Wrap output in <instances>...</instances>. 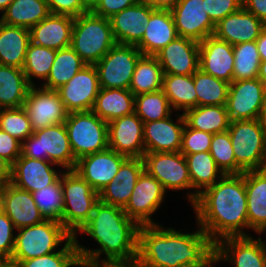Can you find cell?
I'll return each instance as SVG.
<instances>
[{
  "mask_svg": "<svg viewBox=\"0 0 266 267\" xmlns=\"http://www.w3.org/2000/svg\"><path fill=\"white\" fill-rule=\"evenodd\" d=\"M172 108L161 90L135 96L134 113L143 123L162 120L172 115Z\"/></svg>",
  "mask_w": 266,
  "mask_h": 267,
  "instance_id": "42",
  "label": "cell"
},
{
  "mask_svg": "<svg viewBox=\"0 0 266 267\" xmlns=\"http://www.w3.org/2000/svg\"><path fill=\"white\" fill-rule=\"evenodd\" d=\"M163 74L193 75L199 69V42L177 36L155 54Z\"/></svg>",
  "mask_w": 266,
  "mask_h": 267,
  "instance_id": "19",
  "label": "cell"
},
{
  "mask_svg": "<svg viewBox=\"0 0 266 267\" xmlns=\"http://www.w3.org/2000/svg\"><path fill=\"white\" fill-rule=\"evenodd\" d=\"M50 13L78 17L90 10L83 0H46Z\"/></svg>",
  "mask_w": 266,
  "mask_h": 267,
  "instance_id": "51",
  "label": "cell"
},
{
  "mask_svg": "<svg viewBox=\"0 0 266 267\" xmlns=\"http://www.w3.org/2000/svg\"><path fill=\"white\" fill-rule=\"evenodd\" d=\"M153 10L149 5L138 1L133 6L112 15L109 20L116 43L137 46L141 42Z\"/></svg>",
  "mask_w": 266,
  "mask_h": 267,
  "instance_id": "24",
  "label": "cell"
},
{
  "mask_svg": "<svg viewBox=\"0 0 266 267\" xmlns=\"http://www.w3.org/2000/svg\"><path fill=\"white\" fill-rule=\"evenodd\" d=\"M0 129L21 143L33 134L28 114L23 106L0 109Z\"/></svg>",
  "mask_w": 266,
  "mask_h": 267,
  "instance_id": "46",
  "label": "cell"
},
{
  "mask_svg": "<svg viewBox=\"0 0 266 267\" xmlns=\"http://www.w3.org/2000/svg\"><path fill=\"white\" fill-rule=\"evenodd\" d=\"M32 196L45 219L61 222L63 215V190L60 177L53 184L32 192Z\"/></svg>",
  "mask_w": 266,
  "mask_h": 267,
  "instance_id": "45",
  "label": "cell"
},
{
  "mask_svg": "<svg viewBox=\"0 0 266 267\" xmlns=\"http://www.w3.org/2000/svg\"><path fill=\"white\" fill-rule=\"evenodd\" d=\"M108 124L109 149L128 158H143V121L135 114L116 118Z\"/></svg>",
  "mask_w": 266,
  "mask_h": 267,
  "instance_id": "16",
  "label": "cell"
},
{
  "mask_svg": "<svg viewBox=\"0 0 266 267\" xmlns=\"http://www.w3.org/2000/svg\"><path fill=\"white\" fill-rule=\"evenodd\" d=\"M135 96L129 89L100 88L92 111L105 122L134 113Z\"/></svg>",
  "mask_w": 266,
  "mask_h": 267,
  "instance_id": "33",
  "label": "cell"
},
{
  "mask_svg": "<svg viewBox=\"0 0 266 267\" xmlns=\"http://www.w3.org/2000/svg\"><path fill=\"white\" fill-rule=\"evenodd\" d=\"M204 10V0H178L171 10L177 35L197 42L212 36L215 24Z\"/></svg>",
  "mask_w": 266,
  "mask_h": 267,
  "instance_id": "17",
  "label": "cell"
},
{
  "mask_svg": "<svg viewBox=\"0 0 266 267\" xmlns=\"http://www.w3.org/2000/svg\"><path fill=\"white\" fill-rule=\"evenodd\" d=\"M209 153L224 174H238V164L228 130L213 134Z\"/></svg>",
  "mask_w": 266,
  "mask_h": 267,
  "instance_id": "47",
  "label": "cell"
},
{
  "mask_svg": "<svg viewBox=\"0 0 266 267\" xmlns=\"http://www.w3.org/2000/svg\"><path fill=\"white\" fill-rule=\"evenodd\" d=\"M12 253L14 261L28 260L56 252L61 243L68 242L73 235L61 222L45 219L43 222L17 229Z\"/></svg>",
  "mask_w": 266,
  "mask_h": 267,
  "instance_id": "8",
  "label": "cell"
},
{
  "mask_svg": "<svg viewBox=\"0 0 266 267\" xmlns=\"http://www.w3.org/2000/svg\"><path fill=\"white\" fill-rule=\"evenodd\" d=\"M264 90L259 78L232 81L225 105L230 122L258 119Z\"/></svg>",
  "mask_w": 266,
  "mask_h": 267,
  "instance_id": "15",
  "label": "cell"
},
{
  "mask_svg": "<svg viewBox=\"0 0 266 267\" xmlns=\"http://www.w3.org/2000/svg\"><path fill=\"white\" fill-rule=\"evenodd\" d=\"M2 13L0 21L4 24L30 29L44 20L50 10L46 0H13Z\"/></svg>",
  "mask_w": 266,
  "mask_h": 267,
  "instance_id": "34",
  "label": "cell"
},
{
  "mask_svg": "<svg viewBox=\"0 0 266 267\" xmlns=\"http://www.w3.org/2000/svg\"><path fill=\"white\" fill-rule=\"evenodd\" d=\"M101 267H149L138 257L131 260L113 261L102 265Z\"/></svg>",
  "mask_w": 266,
  "mask_h": 267,
  "instance_id": "56",
  "label": "cell"
},
{
  "mask_svg": "<svg viewBox=\"0 0 266 267\" xmlns=\"http://www.w3.org/2000/svg\"><path fill=\"white\" fill-rule=\"evenodd\" d=\"M266 25L241 7L215 24L214 36L230 45L255 41Z\"/></svg>",
  "mask_w": 266,
  "mask_h": 267,
  "instance_id": "26",
  "label": "cell"
},
{
  "mask_svg": "<svg viewBox=\"0 0 266 267\" xmlns=\"http://www.w3.org/2000/svg\"><path fill=\"white\" fill-rule=\"evenodd\" d=\"M0 267H17L12 258H0Z\"/></svg>",
  "mask_w": 266,
  "mask_h": 267,
  "instance_id": "61",
  "label": "cell"
},
{
  "mask_svg": "<svg viewBox=\"0 0 266 267\" xmlns=\"http://www.w3.org/2000/svg\"><path fill=\"white\" fill-rule=\"evenodd\" d=\"M229 136L238 164V174L266 168V126L258 119L229 124Z\"/></svg>",
  "mask_w": 266,
  "mask_h": 267,
  "instance_id": "6",
  "label": "cell"
},
{
  "mask_svg": "<svg viewBox=\"0 0 266 267\" xmlns=\"http://www.w3.org/2000/svg\"><path fill=\"white\" fill-rule=\"evenodd\" d=\"M56 91L68 113L92 110L100 91L95 65H85L71 80Z\"/></svg>",
  "mask_w": 266,
  "mask_h": 267,
  "instance_id": "14",
  "label": "cell"
},
{
  "mask_svg": "<svg viewBox=\"0 0 266 267\" xmlns=\"http://www.w3.org/2000/svg\"><path fill=\"white\" fill-rule=\"evenodd\" d=\"M144 170L155 177L164 190L191 189L185 156L181 152L144 153Z\"/></svg>",
  "mask_w": 266,
  "mask_h": 267,
  "instance_id": "11",
  "label": "cell"
},
{
  "mask_svg": "<svg viewBox=\"0 0 266 267\" xmlns=\"http://www.w3.org/2000/svg\"><path fill=\"white\" fill-rule=\"evenodd\" d=\"M197 106H225L230 83L198 69L193 74Z\"/></svg>",
  "mask_w": 266,
  "mask_h": 267,
  "instance_id": "40",
  "label": "cell"
},
{
  "mask_svg": "<svg viewBox=\"0 0 266 267\" xmlns=\"http://www.w3.org/2000/svg\"><path fill=\"white\" fill-rule=\"evenodd\" d=\"M149 5L154 10H169L171 11L178 0H139Z\"/></svg>",
  "mask_w": 266,
  "mask_h": 267,
  "instance_id": "55",
  "label": "cell"
},
{
  "mask_svg": "<svg viewBox=\"0 0 266 267\" xmlns=\"http://www.w3.org/2000/svg\"><path fill=\"white\" fill-rule=\"evenodd\" d=\"M258 120H259L264 126H266V87H265V90H264L263 101H262V107H261V111H260Z\"/></svg>",
  "mask_w": 266,
  "mask_h": 267,
  "instance_id": "59",
  "label": "cell"
},
{
  "mask_svg": "<svg viewBox=\"0 0 266 267\" xmlns=\"http://www.w3.org/2000/svg\"><path fill=\"white\" fill-rule=\"evenodd\" d=\"M73 23L74 17L50 13L29 29L30 42L54 50L69 47Z\"/></svg>",
  "mask_w": 266,
  "mask_h": 267,
  "instance_id": "28",
  "label": "cell"
},
{
  "mask_svg": "<svg viewBox=\"0 0 266 267\" xmlns=\"http://www.w3.org/2000/svg\"><path fill=\"white\" fill-rule=\"evenodd\" d=\"M174 20L169 10H153L146 23L145 33L136 46L143 55L155 56L177 37Z\"/></svg>",
  "mask_w": 266,
  "mask_h": 267,
  "instance_id": "29",
  "label": "cell"
},
{
  "mask_svg": "<svg viewBox=\"0 0 266 267\" xmlns=\"http://www.w3.org/2000/svg\"><path fill=\"white\" fill-rule=\"evenodd\" d=\"M249 229L266 228V168L245 172Z\"/></svg>",
  "mask_w": 266,
  "mask_h": 267,
  "instance_id": "30",
  "label": "cell"
},
{
  "mask_svg": "<svg viewBox=\"0 0 266 267\" xmlns=\"http://www.w3.org/2000/svg\"><path fill=\"white\" fill-rule=\"evenodd\" d=\"M54 163L20 155L11 165L10 183L30 193L53 184L60 176Z\"/></svg>",
  "mask_w": 266,
  "mask_h": 267,
  "instance_id": "22",
  "label": "cell"
},
{
  "mask_svg": "<svg viewBox=\"0 0 266 267\" xmlns=\"http://www.w3.org/2000/svg\"><path fill=\"white\" fill-rule=\"evenodd\" d=\"M142 55L136 46L116 43L95 64L100 88L129 89L136 63Z\"/></svg>",
  "mask_w": 266,
  "mask_h": 267,
  "instance_id": "10",
  "label": "cell"
},
{
  "mask_svg": "<svg viewBox=\"0 0 266 267\" xmlns=\"http://www.w3.org/2000/svg\"><path fill=\"white\" fill-rule=\"evenodd\" d=\"M115 44L109 18L91 10L74 18L70 46L87 65H95Z\"/></svg>",
  "mask_w": 266,
  "mask_h": 267,
  "instance_id": "4",
  "label": "cell"
},
{
  "mask_svg": "<svg viewBox=\"0 0 266 267\" xmlns=\"http://www.w3.org/2000/svg\"><path fill=\"white\" fill-rule=\"evenodd\" d=\"M11 180V165L0 157V188Z\"/></svg>",
  "mask_w": 266,
  "mask_h": 267,
  "instance_id": "57",
  "label": "cell"
},
{
  "mask_svg": "<svg viewBox=\"0 0 266 267\" xmlns=\"http://www.w3.org/2000/svg\"><path fill=\"white\" fill-rule=\"evenodd\" d=\"M163 75L155 56L142 55L136 63L129 90L134 96L161 90Z\"/></svg>",
  "mask_w": 266,
  "mask_h": 267,
  "instance_id": "39",
  "label": "cell"
},
{
  "mask_svg": "<svg viewBox=\"0 0 266 267\" xmlns=\"http://www.w3.org/2000/svg\"><path fill=\"white\" fill-rule=\"evenodd\" d=\"M183 116L188 127L210 134L225 132L230 124L225 106H197L183 112Z\"/></svg>",
  "mask_w": 266,
  "mask_h": 267,
  "instance_id": "36",
  "label": "cell"
},
{
  "mask_svg": "<svg viewBox=\"0 0 266 267\" xmlns=\"http://www.w3.org/2000/svg\"><path fill=\"white\" fill-rule=\"evenodd\" d=\"M13 0H0V12H3Z\"/></svg>",
  "mask_w": 266,
  "mask_h": 267,
  "instance_id": "63",
  "label": "cell"
},
{
  "mask_svg": "<svg viewBox=\"0 0 266 267\" xmlns=\"http://www.w3.org/2000/svg\"><path fill=\"white\" fill-rule=\"evenodd\" d=\"M14 262L17 264V267H82L74 236L56 252Z\"/></svg>",
  "mask_w": 266,
  "mask_h": 267,
  "instance_id": "44",
  "label": "cell"
},
{
  "mask_svg": "<svg viewBox=\"0 0 266 267\" xmlns=\"http://www.w3.org/2000/svg\"><path fill=\"white\" fill-rule=\"evenodd\" d=\"M22 143L0 129V157L12 165L21 155Z\"/></svg>",
  "mask_w": 266,
  "mask_h": 267,
  "instance_id": "52",
  "label": "cell"
},
{
  "mask_svg": "<svg viewBox=\"0 0 266 267\" xmlns=\"http://www.w3.org/2000/svg\"><path fill=\"white\" fill-rule=\"evenodd\" d=\"M205 12L214 24L242 7V0H204Z\"/></svg>",
  "mask_w": 266,
  "mask_h": 267,
  "instance_id": "49",
  "label": "cell"
},
{
  "mask_svg": "<svg viewBox=\"0 0 266 267\" xmlns=\"http://www.w3.org/2000/svg\"><path fill=\"white\" fill-rule=\"evenodd\" d=\"M258 78L263 82L266 87V61H261L260 63Z\"/></svg>",
  "mask_w": 266,
  "mask_h": 267,
  "instance_id": "60",
  "label": "cell"
},
{
  "mask_svg": "<svg viewBox=\"0 0 266 267\" xmlns=\"http://www.w3.org/2000/svg\"><path fill=\"white\" fill-rule=\"evenodd\" d=\"M127 158L108 148L79 158L74 171L99 193L114 179Z\"/></svg>",
  "mask_w": 266,
  "mask_h": 267,
  "instance_id": "18",
  "label": "cell"
},
{
  "mask_svg": "<svg viewBox=\"0 0 266 267\" xmlns=\"http://www.w3.org/2000/svg\"><path fill=\"white\" fill-rule=\"evenodd\" d=\"M0 209L9 217L16 230L45 220L32 193L10 182L0 188Z\"/></svg>",
  "mask_w": 266,
  "mask_h": 267,
  "instance_id": "20",
  "label": "cell"
},
{
  "mask_svg": "<svg viewBox=\"0 0 266 267\" xmlns=\"http://www.w3.org/2000/svg\"><path fill=\"white\" fill-rule=\"evenodd\" d=\"M233 81L258 78L261 63L255 41L233 45Z\"/></svg>",
  "mask_w": 266,
  "mask_h": 267,
  "instance_id": "43",
  "label": "cell"
},
{
  "mask_svg": "<svg viewBox=\"0 0 266 267\" xmlns=\"http://www.w3.org/2000/svg\"><path fill=\"white\" fill-rule=\"evenodd\" d=\"M212 138L213 134L190 128L185 124L180 152L182 154L208 152Z\"/></svg>",
  "mask_w": 266,
  "mask_h": 267,
  "instance_id": "48",
  "label": "cell"
},
{
  "mask_svg": "<svg viewBox=\"0 0 266 267\" xmlns=\"http://www.w3.org/2000/svg\"><path fill=\"white\" fill-rule=\"evenodd\" d=\"M15 226L0 209V258H11L15 245Z\"/></svg>",
  "mask_w": 266,
  "mask_h": 267,
  "instance_id": "50",
  "label": "cell"
},
{
  "mask_svg": "<svg viewBox=\"0 0 266 267\" xmlns=\"http://www.w3.org/2000/svg\"><path fill=\"white\" fill-rule=\"evenodd\" d=\"M63 190L62 225L74 236L90 220L98 192L74 170L61 172Z\"/></svg>",
  "mask_w": 266,
  "mask_h": 267,
  "instance_id": "5",
  "label": "cell"
},
{
  "mask_svg": "<svg viewBox=\"0 0 266 267\" xmlns=\"http://www.w3.org/2000/svg\"><path fill=\"white\" fill-rule=\"evenodd\" d=\"M23 107L33 131L64 123L68 115L56 90L37 88L36 85L29 88Z\"/></svg>",
  "mask_w": 266,
  "mask_h": 267,
  "instance_id": "12",
  "label": "cell"
},
{
  "mask_svg": "<svg viewBox=\"0 0 266 267\" xmlns=\"http://www.w3.org/2000/svg\"><path fill=\"white\" fill-rule=\"evenodd\" d=\"M162 91L168 98L170 106L175 110L197 107V94L194 86L193 75L164 74Z\"/></svg>",
  "mask_w": 266,
  "mask_h": 267,
  "instance_id": "37",
  "label": "cell"
},
{
  "mask_svg": "<svg viewBox=\"0 0 266 267\" xmlns=\"http://www.w3.org/2000/svg\"><path fill=\"white\" fill-rule=\"evenodd\" d=\"M29 43L28 28L0 21V65L23 68Z\"/></svg>",
  "mask_w": 266,
  "mask_h": 267,
  "instance_id": "32",
  "label": "cell"
},
{
  "mask_svg": "<svg viewBox=\"0 0 266 267\" xmlns=\"http://www.w3.org/2000/svg\"><path fill=\"white\" fill-rule=\"evenodd\" d=\"M56 51L31 42L29 43L22 70L27 82L31 86L35 85L32 78H38L44 81L47 79L56 57Z\"/></svg>",
  "mask_w": 266,
  "mask_h": 267,
  "instance_id": "41",
  "label": "cell"
},
{
  "mask_svg": "<svg viewBox=\"0 0 266 267\" xmlns=\"http://www.w3.org/2000/svg\"><path fill=\"white\" fill-rule=\"evenodd\" d=\"M252 236L226 237L215 244V263L228 261L234 267H266L259 239Z\"/></svg>",
  "mask_w": 266,
  "mask_h": 267,
  "instance_id": "21",
  "label": "cell"
},
{
  "mask_svg": "<svg viewBox=\"0 0 266 267\" xmlns=\"http://www.w3.org/2000/svg\"><path fill=\"white\" fill-rule=\"evenodd\" d=\"M30 87L22 68L0 65V109L22 107Z\"/></svg>",
  "mask_w": 266,
  "mask_h": 267,
  "instance_id": "35",
  "label": "cell"
},
{
  "mask_svg": "<svg viewBox=\"0 0 266 267\" xmlns=\"http://www.w3.org/2000/svg\"><path fill=\"white\" fill-rule=\"evenodd\" d=\"M242 7L266 25V0H242Z\"/></svg>",
  "mask_w": 266,
  "mask_h": 267,
  "instance_id": "54",
  "label": "cell"
},
{
  "mask_svg": "<svg viewBox=\"0 0 266 267\" xmlns=\"http://www.w3.org/2000/svg\"><path fill=\"white\" fill-rule=\"evenodd\" d=\"M87 65L71 46L56 51L46 82L41 87L57 90L71 80L74 75Z\"/></svg>",
  "mask_w": 266,
  "mask_h": 267,
  "instance_id": "38",
  "label": "cell"
},
{
  "mask_svg": "<svg viewBox=\"0 0 266 267\" xmlns=\"http://www.w3.org/2000/svg\"><path fill=\"white\" fill-rule=\"evenodd\" d=\"M166 191L146 170L139 175L130 200L123 209L139 225L157 224L150 218L162 204Z\"/></svg>",
  "mask_w": 266,
  "mask_h": 267,
  "instance_id": "13",
  "label": "cell"
},
{
  "mask_svg": "<svg viewBox=\"0 0 266 267\" xmlns=\"http://www.w3.org/2000/svg\"><path fill=\"white\" fill-rule=\"evenodd\" d=\"M173 123L171 115L162 120L144 123L145 153L180 152L185 126L183 114Z\"/></svg>",
  "mask_w": 266,
  "mask_h": 267,
  "instance_id": "25",
  "label": "cell"
},
{
  "mask_svg": "<svg viewBox=\"0 0 266 267\" xmlns=\"http://www.w3.org/2000/svg\"><path fill=\"white\" fill-rule=\"evenodd\" d=\"M64 125L76 160L109 148L108 124L92 110L68 113Z\"/></svg>",
  "mask_w": 266,
  "mask_h": 267,
  "instance_id": "9",
  "label": "cell"
},
{
  "mask_svg": "<svg viewBox=\"0 0 266 267\" xmlns=\"http://www.w3.org/2000/svg\"><path fill=\"white\" fill-rule=\"evenodd\" d=\"M264 231L266 233V228L258 231L257 234H262V233H264ZM258 239L260 240V243H261L263 251H264V256H265V259H266V242L262 241V239L260 237Z\"/></svg>",
  "mask_w": 266,
  "mask_h": 267,
  "instance_id": "64",
  "label": "cell"
},
{
  "mask_svg": "<svg viewBox=\"0 0 266 267\" xmlns=\"http://www.w3.org/2000/svg\"><path fill=\"white\" fill-rule=\"evenodd\" d=\"M261 61H266V27L255 40Z\"/></svg>",
  "mask_w": 266,
  "mask_h": 267,
  "instance_id": "58",
  "label": "cell"
},
{
  "mask_svg": "<svg viewBox=\"0 0 266 267\" xmlns=\"http://www.w3.org/2000/svg\"><path fill=\"white\" fill-rule=\"evenodd\" d=\"M197 224L216 244L226 237L250 236L248 229L245 172L225 174L199 193L192 204Z\"/></svg>",
  "mask_w": 266,
  "mask_h": 267,
  "instance_id": "1",
  "label": "cell"
},
{
  "mask_svg": "<svg viewBox=\"0 0 266 267\" xmlns=\"http://www.w3.org/2000/svg\"><path fill=\"white\" fill-rule=\"evenodd\" d=\"M199 69L228 83L233 81V45L214 35L199 42Z\"/></svg>",
  "mask_w": 266,
  "mask_h": 267,
  "instance_id": "23",
  "label": "cell"
},
{
  "mask_svg": "<svg viewBox=\"0 0 266 267\" xmlns=\"http://www.w3.org/2000/svg\"><path fill=\"white\" fill-rule=\"evenodd\" d=\"M183 155L187 162L192 188L193 190L197 189L187 196L188 200L193 204L199 193L215 184L225 174L217 166L209 151Z\"/></svg>",
  "mask_w": 266,
  "mask_h": 267,
  "instance_id": "31",
  "label": "cell"
},
{
  "mask_svg": "<svg viewBox=\"0 0 266 267\" xmlns=\"http://www.w3.org/2000/svg\"><path fill=\"white\" fill-rule=\"evenodd\" d=\"M139 227L122 208L98 201L90 220L78 232L91 236L101 248L89 250L75 237L82 267H101L109 262L136 258ZM103 253L106 257L101 259Z\"/></svg>",
  "mask_w": 266,
  "mask_h": 267,
  "instance_id": "3",
  "label": "cell"
},
{
  "mask_svg": "<svg viewBox=\"0 0 266 267\" xmlns=\"http://www.w3.org/2000/svg\"><path fill=\"white\" fill-rule=\"evenodd\" d=\"M138 1L139 0H100L91 11L98 16L110 18L123 9L133 6Z\"/></svg>",
  "mask_w": 266,
  "mask_h": 267,
  "instance_id": "53",
  "label": "cell"
},
{
  "mask_svg": "<svg viewBox=\"0 0 266 267\" xmlns=\"http://www.w3.org/2000/svg\"><path fill=\"white\" fill-rule=\"evenodd\" d=\"M83 1L85 3L86 7L89 10H92L100 0H83Z\"/></svg>",
  "mask_w": 266,
  "mask_h": 267,
  "instance_id": "62",
  "label": "cell"
},
{
  "mask_svg": "<svg viewBox=\"0 0 266 267\" xmlns=\"http://www.w3.org/2000/svg\"><path fill=\"white\" fill-rule=\"evenodd\" d=\"M21 155L31 159L50 161L67 170H74V157L64 123L35 130L22 142Z\"/></svg>",
  "mask_w": 266,
  "mask_h": 267,
  "instance_id": "7",
  "label": "cell"
},
{
  "mask_svg": "<svg viewBox=\"0 0 266 267\" xmlns=\"http://www.w3.org/2000/svg\"><path fill=\"white\" fill-rule=\"evenodd\" d=\"M137 257L149 267H214L215 244L200 227L183 233L158 223L140 225Z\"/></svg>",
  "mask_w": 266,
  "mask_h": 267,
  "instance_id": "2",
  "label": "cell"
},
{
  "mask_svg": "<svg viewBox=\"0 0 266 267\" xmlns=\"http://www.w3.org/2000/svg\"><path fill=\"white\" fill-rule=\"evenodd\" d=\"M143 170V158H127L114 179L98 193L99 201L124 209Z\"/></svg>",
  "mask_w": 266,
  "mask_h": 267,
  "instance_id": "27",
  "label": "cell"
}]
</instances>
